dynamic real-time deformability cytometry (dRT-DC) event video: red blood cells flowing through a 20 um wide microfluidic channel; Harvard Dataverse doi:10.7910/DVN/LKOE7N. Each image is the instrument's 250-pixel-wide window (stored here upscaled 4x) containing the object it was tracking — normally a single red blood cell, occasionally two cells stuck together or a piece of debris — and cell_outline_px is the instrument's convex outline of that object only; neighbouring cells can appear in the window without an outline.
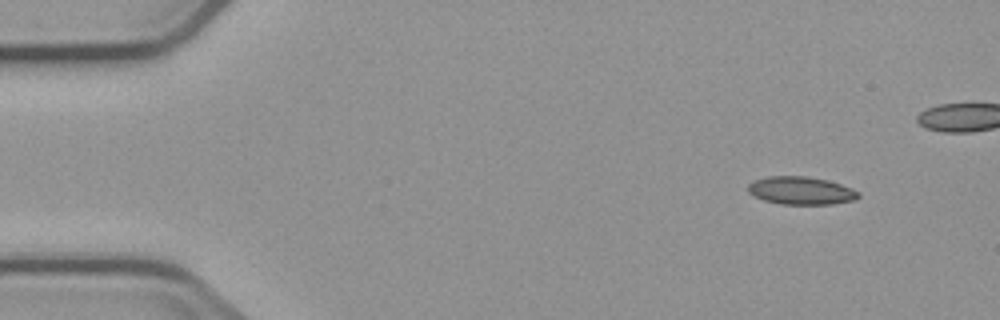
{"species": "common noctule bat (a hibernating species)", "species_latin": "Nyctalus noctula", "temperature_condition": "cold", "stored_images_in_passage": 3, "camera_frame_rate_fps": 3000, "um_per_image_px": 0.085, "animal": {"sex": "male", "body_mass_g": 23.1, "forearm_length_mm": 52.7}, "frame": {"image": 1, "passage_image": 1, "time_ms": 0.0, "image_size_px": [1000, 320], "cell_outline_px": [[860, 196], [856, 200], [832, 204], [780, 204], [764, 200], [748, 192], [748, 184], [752, 180], [768, 176], [804, 176], [828, 180], [852, 188], [860, 192]], "centroid_in_image_um": [68.1, 16.2], "position_along_channel_um": 16.9, "area_um2": 18.03}}